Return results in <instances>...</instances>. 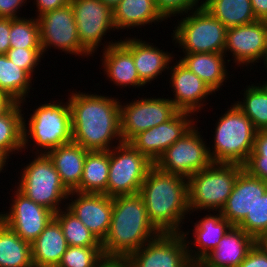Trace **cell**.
Segmentation results:
<instances>
[{"label":"cell","mask_w":267,"mask_h":267,"mask_svg":"<svg viewBox=\"0 0 267 267\" xmlns=\"http://www.w3.org/2000/svg\"><path fill=\"white\" fill-rule=\"evenodd\" d=\"M37 20L44 56L53 47L66 54L89 59L91 55L80 44L75 14L70 3L38 16Z\"/></svg>","instance_id":"8fae6325"},{"label":"cell","mask_w":267,"mask_h":267,"mask_svg":"<svg viewBox=\"0 0 267 267\" xmlns=\"http://www.w3.org/2000/svg\"><path fill=\"white\" fill-rule=\"evenodd\" d=\"M62 227L68 246H102V243L86 226L66 207L54 214Z\"/></svg>","instance_id":"e575fe53"},{"label":"cell","mask_w":267,"mask_h":267,"mask_svg":"<svg viewBox=\"0 0 267 267\" xmlns=\"http://www.w3.org/2000/svg\"><path fill=\"white\" fill-rule=\"evenodd\" d=\"M15 103L16 101L8 94L0 92V116L5 114Z\"/></svg>","instance_id":"c3c4849f"},{"label":"cell","mask_w":267,"mask_h":267,"mask_svg":"<svg viewBox=\"0 0 267 267\" xmlns=\"http://www.w3.org/2000/svg\"><path fill=\"white\" fill-rule=\"evenodd\" d=\"M70 3V0H34V5H36L37 10L36 16H40L48 11L61 8Z\"/></svg>","instance_id":"ee69618b"},{"label":"cell","mask_w":267,"mask_h":267,"mask_svg":"<svg viewBox=\"0 0 267 267\" xmlns=\"http://www.w3.org/2000/svg\"><path fill=\"white\" fill-rule=\"evenodd\" d=\"M68 247L59 222L53 218L31 243L34 267H58Z\"/></svg>","instance_id":"4316f807"},{"label":"cell","mask_w":267,"mask_h":267,"mask_svg":"<svg viewBox=\"0 0 267 267\" xmlns=\"http://www.w3.org/2000/svg\"><path fill=\"white\" fill-rule=\"evenodd\" d=\"M34 159L21 168L16 188L34 201L54 214L66 207L70 191L63 184L52 161L46 154H35ZM26 166V167H25ZM60 205V206H59ZM63 206V207H62Z\"/></svg>","instance_id":"52a82bcc"},{"label":"cell","mask_w":267,"mask_h":267,"mask_svg":"<svg viewBox=\"0 0 267 267\" xmlns=\"http://www.w3.org/2000/svg\"><path fill=\"white\" fill-rule=\"evenodd\" d=\"M251 4L256 18L267 21V0H251Z\"/></svg>","instance_id":"7dc6e473"},{"label":"cell","mask_w":267,"mask_h":267,"mask_svg":"<svg viewBox=\"0 0 267 267\" xmlns=\"http://www.w3.org/2000/svg\"><path fill=\"white\" fill-rule=\"evenodd\" d=\"M256 241H262L267 236V192L260 197L254 208L238 225Z\"/></svg>","instance_id":"74e56055"},{"label":"cell","mask_w":267,"mask_h":267,"mask_svg":"<svg viewBox=\"0 0 267 267\" xmlns=\"http://www.w3.org/2000/svg\"><path fill=\"white\" fill-rule=\"evenodd\" d=\"M32 80L28 72L14 64L5 54H0V92L25 106V98H30V89H34Z\"/></svg>","instance_id":"4dcf8cb0"},{"label":"cell","mask_w":267,"mask_h":267,"mask_svg":"<svg viewBox=\"0 0 267 267\" xmlns=\"http://www.w3.org/2000/svg\"><path fill=\"white\" fill-rule=\"evenodd\" d=\"M0 267H34L31 243L0 220Z\"/></svg>","instance_id":"f546056e"},{"label":"cell","mask_w":267,"mask_h":267,"mask_svg":"<svg viewBox=\"0 0 267 267\" xmlns=\"http://www.w3.org/2000/svg\"><path fill=\"white\" fill-rule=\"evenodd\" d=\"M197 123L164 151L154 163L158 169L188 179L213 163L209 155L208 143L204 141Z\"/></svg>","instance_id":"30bf717a"},{"label":"cell","mask_w":267,"mask_h":267,"mask_svg":"<svg viewBox=\"0 0 267 267\" xmlns=\"http://www.w3.org/2000/svg\"><path fill=\"white\" fill-rule=\"evenodd\" d=\"M238 267H267V248L257 241Z\"/></svg>","instance_id":"60d3db41"},{"label":"cell","mask_w":267,"mask_h":267,"mask_svg":"<svg viewBox=\"0 0 267 267\" xmlns=\"http://www.w3.org/2000/svg\"><path fill=\"white\" fill-rule=\"evenodd\" d=\"M138 98L125 104L120 101L121 135L125 143L137 134L167 122L178 112L169 98Z\"/></svg>","instance_id":"4fadbf2b"},{"label":"cell","mask_w":267,"mask_h":267,"mask_svg":"<svg viewBox=\"0 0 267 267\" xmlns=\"http://www.w3.org/2000/svg\"><path fill=\"white\" fill-rule=\"evenodd\" d=\"M231 104L214 125V142L211 148L208 144V151L213 163L244 165L253 151L257 130L249 117Z\"/></svg>","instance_id":"5b68a950"},{"label":"cell","mask_w":267,"mask_h":267,"mask_svg":"<svg viewBox=\"0 0 267 267\" xmlns=\"http://www.w3.org/2000/svg\"><path fill=\"white\" fill-rule=\"evenodd\" d=\"M264 246L267 248V236L261 241Z\"/></svg>","instance_id":"11a10c76"},{"label":"cell","mask_w":267,"mask_h":267,"mask_svg":"<svg viewBox=\"0 0 267 267\" xmlns=\"http://www.w3.org/2000/svg\"><path fill=\"white\" fill-rule=\"evenodd\" d=\"M10 18H0V54L10 49Z\"/></svg>","instance_id":"bcb514c9"},{"label":"cell","mask_w":267,"mask_h":267,"mask_svg":"<svg viewBox=\"0 0 267 267\" xmlns=\"http://www.w3.org/2000/svg\"><path fill=\"white\" fill-rule=\"evenodd\" d=\"M102 51L100 61L107 80L120 88H144L146 84L139 78L132 53L121 42Z\"/></svg>","instance_id":"cb8c5ba5"},{"label":"cell","mask_w":267,"mask_h":267,"mask_svg":"<svg viewBox=\"0 0 267 267\" xmlns=\"http://www.w3.org/2000/svg\"><path fill=\"white\" fill-rule=\"evenodd\" d=\"M105 260L102 246H68L58 267H100Z\"/></svg>","instance_id":"8d00e7d4"},{"label":"cell","mask_w":267,"mask_h":267,"mask_svg":"<svg viewBox=\"0 0 267 267\" xmlns=\"http://www.w3.org/2000/svg\"><path fill=\"white\" fill-rule=\"evenodd\" d=\"M120 42L132 53L135 67L139 78L145 84H151L153 80L162 75V72H169L174 54L160 50L154 43L146 42L138 37H126Z\"/></svg>","instance_id":"7402d4cb"},{"label":"cell","mask_w":267,"mask_h":267,"mask_svg":"<svg viewBox=\"0 0 267 267\" xmlns=\"http://www.w3.org/2000/svg\"><path fill=\"white\" fill-rule=\"evenodd\" d=\"M209 212L203 218L201 216L199 221L193 223V239L189 238L190 230L182 231L187 244L189 259L195 267L219 244L221 238L233 226L222 216L220 211L218 213L212 211L213 214L211 211Z\"/></svg>","instance_id":"ffe728a7"},{"label":"cell","mask_w":267,"mask_h":267,"mask_svg":"<svg viewBox=\"0 0 267 267\" xmlns=\"http://www.w3.org/2000/svg\"><path fill=\"white\" fill-rule=\"evenodd\" d=\"M9 158L0 150V173L3 172L2 170H6V165H8ZM5 167V168H4Z\"/></svg>","instance_id":"f907efd6"},{"label":"cell","mask_w":267,"mask_h":267,"mask_svg":"<svg viewBox=\"0 0 267 267\" xmlns=\"http://www.w3.org/2000/svg\"><path fill=\"white\" fill-rule=\"evenodd\" d=\"M109 177V151H88L85 157L80 193L106 194Z\"/></svg>","instance_id":"f1b7e54d"},{"label":"cell","mask_w":267,"mask_h":267,"mask_svg":"<svg viewBox=\"0 0 267 267\" xmlns=\"http://www.w3.org/2000/svg\"><path fill=\"white\" fill-rule=\"evenodd\" d=\"M188 14V15H187ZM186 15V16H184ZM177 19L172 42L183 53H223L227 28L205 8L190 10Z\"/></svg>","instance_id":"ba28073f"},{"label":"cell","mask_w":267,"mask_h":267,"mask_svg":"<svg viewBox=\"0 0 267 267\" xmlns=\"http://www.w3.org/2000/svg\"><path fill=\"white\" fill-rule=\"evenodd\" d=\"M240 164L212 163L188 178L190 215L196 211H221L243 170Z\"/></svg>","instance_id":"8992f818"},{"label":"cell","mask_w":267,"mask_h":267,"mask_svg":"<svg viewBox=\"0 0 267 267\" xmlns=\"http://www.w3.org/2000/svg\"><path fill=\"white\" fill-rule=\"evenodd\" d=\"M113 23L117 32L155 25L167 19L161 14L155 0H122L112 9ZM119 30V31H118Z\"/></svg>","instance_id":"484cf974"},{"label":"cell","mask_w":267,"mask_h":267,"mask_svg":"<svg viewBox=\"0 0 267 267\" xmlns=\"http://www.w3.org/2000/svg\"><path fill=\"white\" fill-rule=\"evenodd\" d=\"M194 116L189 112L178 111L167 122L137 134L129 143L154 164L167 148L198 122Z\"/></svg>","instance_id":"2e32d148"},{"label":"cell","mask_w":267,"mask_h":267,"mask_svg":"<svg viewBox=\"0 0 267 267\" xmlns=\"http://www.w3.org/2000/svg\"><path fill=\"white\" fill-rule=\"evenodd\" d=\"M5 55L32 77L44 58L41 48H10Z\"/></svg>","instance_id":"f35d334b"},{"label":"cell","mask_w":267,"mask_h":267,"mask_svg":"<svg viewBox=\"0 0 267 267\" xmlns=\"http://www.w3.org/2000/svg\"><path fill=\"white\" fill-rule=\"evenodd\" d=\"M159 234L139 193L113 197L110 229L102 242L103 255L106 259H127Z\"/></svg>","instance_id":"3957f363"},{"label":"cell","mask_w":267,"mask_h":267,"mask_svg":"<svg viewBox=\"0 0 267 267\" xmlns=\"http://www.w3.org/2000/svg\"><path fill=\"white\" fill-rule=\"evenodd\" d=\"M101 267H133L126 259H106Z\"/></svg>","instance_id":"681fc988"},{"label":"cell","mask_w":267,"mask_h":267,"mask_svg":"<svg viewBox=\"0 0 267 267\" xmlns=\"http://www.w3.org/2000/svg\"><path fill=\"white\" fill-rule=\"evenodd\" d=\"M154 164L130 143H121L109 150L107 196L138 194L147 172Z\"/></svg>","instance_id":"9c48e42d"},{"label":"cell","mask_w":267,"mask_h":267,"mask_svg":"<svg viewBox=\"0 0 267 267\" xmlns=\"http://www.w3.org/2000/svg\"><path fill=\"white\" fill-rule=\"evenodd\" d=\"M267 47V21L256 20L249 24L227 28L224 54L232 56L238 67L254 68L262 59ZM227 53H230L229 56ZM232 53V54H231ZM255 63V64H254ZM254 66H253V65ZM252 66V67H251Z\"/></svg>","instance_id":"9a60e30c"},{"label":"cell","mask_w":267,"mask_h":267,"mask_svg":"<svg viewBox=\"0 0 267 267\" xmlns=\"http://www.w3.org/2000/svg\"><path fill=\"white\" fill-rule=\"evenodd\" d=\"M211 1L212 0H201V2H200V8H204Z\"/></svg>","instance_id":"db71d44e"},{"label":"cell","mask_w":267,"mask_h":267,"mask_svg":"<svg viewBox=\"0 0 267 267\" xmlns=\"http://www.w3.org/2000/svg\"><path fill=\"white\" fill-rule=\"evenodd\" d=\"M204 8L226 28L258 20L253 12L251 0H212Z\"/></svg>","instance_id":"d6a6232c"},{"label":"cell","mask_w":267,"mask_h":267,"mask_svg":"<svg viewBox=\"0 0 267 267\" xmlns=\"http://www.w3.org/2000/svg\"><path fill=\"white\" fill-rule=\"evenodd\" d=\"M247 85L244 88L242 101H235L237 107L249 117L254 128L267 130V90L260 84Z\"/></svg>","instance_id":"836d02e7"},{"label":"cell","mask_w":267,"mask_h":267,"mask_svg":"<svg viewBox=\"0 0 267 267\" xmlns=\"http://www.w3.org/2000/svg\"><path fill=\"white\" fill-rule=\"evenodd\" d=\"M155 2L158 10L167 20L190 10L200 9L199 0H155Z\"/></svg>","instance_id":"ab89813d"},{"label":"cell","mask_w":267,"mask_h":267,"mask_svg":"<svg viewBox=\"0 0 267 267\" xmlns=\"http://www.w3.org/2000/svg\"><path fill=\"white\" fill-rule=\"evenodd\" d=\"M8 211L0 212L3 221L23 240L32 243L54 218V213L30 200L17 188Z\"/></svg>","instance_id":"e0dca14e"},{"label":"cell","mask_w":267,"mask_h":267,"mask_svg":"<svg viewBox=\"0 0 267 267\" xmlns=\"http://www.w3.org/2000/svg\"><path fill=\"white\" fill-rule=\"evenodd\" d=\"M179 61L190 71L195 73L215 93L227 82L233 74L229 75L228 66L231 62L224 53H183ZM227 61V62H226ZM228 63V65L226 64ZM227 68V69H226ZM228 78V79H227Z\"/></svg>","instance_id":"d4e9b609"},{"label":"cell","mask_w":267,"mask_h":267,"mask_svg":"<svg viewBox=\"0 0 267 267\" xmlns=\"http://www.w3.org/2000/svg\"><path fill=\"white\" fill-rule=\"evenodd\" d=\"M48 102L37 105V108L32 110L33 113L27 115L30 118L23 119V151L27 149L28 152V148L34 145L35 154H46L48 151L72 141L69 101Z\"/></svg>","instance_id":"277c9868"},{"label":"cell","mask_w":267,"mask_h":267,"mask_svg":"<svg viewBox=\"0 0 267 267\" xmlns=\"http://www.w3.org/2000/svg\"><path fill=\"white\" fill-rule=\"evenodd\" d=\"M261 61L263 62L262 65H265L263 67H265V69H266V72L265 73H267V47H266V49L264 51V54L262 56V59L260 60V63H261Z\"/></svg>","instance_id":"f5cc1de1"},{"label":"cell","mask_w":267,"mask_h":267,"mask_svg":"<svg viewBox=\"0 0 267 267\" xmlns=\"http://www.w3.org/2000/svg\"><path fill=\"white\" fill-rule=\"evenodd\" d=\"M250 156H267V130H258L256 132L253 151Z\"/></svg>","instance_id":"f6af8a7d"},{"label":"cell","mask_w":267,"mask_h":267,"mask_svg":"<svg viewBox=\"0 0 267 267\" xmlns=\"http://www.w3.org/2000/svg\"><path fill=\"white\" fill-rule=\"evenodd\" d=\"M126 260L133 267H195L182 233H161Z\"/></svg>","instance_id":"5bb4252c"},{"label":"cell","mask_w":267,"mask_h":267,"mask_svg":"<svg viewBox=\"0 0 267 267\" xmlns=\"http://www.w3.org/2000/svg\"><path fill=\"white\" fill-rule=\"evenodd\" d=\"M35 17L10 18V48H41L39 23Z\"/></svg>","instance_id":"d590c367"},{"label":"cell","mask_w":267,"mask_h":267,"mask_svg":"<svg viewBox=\"0 0 267 267\" xmlns=\"http://www.w3.org/2000/svg\"><path fill=\"white\" fill-rule=\"evenodd\" d=\"M25 4H27V0H0V18H21L19 16L20 8L26 6Z\"/></svg>","instance_id":"7bdbcfd3"},{"label":"cell","mask_w":267,"mask_h":267,"mask_svg":"<svg viewBox=\"0 0 267 267\" xmlns=\"http://www.w3.org/2000/svg\"><path fill=\"white\" fill-rule=\"evenodd\" d=\"M266 192L267 182L250 175L243 169L220 212L233 226H238Z\"/></svg>","instance_id":"44dd1931"},{"label":"cell","mask_w":267,"mask_h":267,"mask_svg":"<svg viewBox=\"0 0 267 267\" xmlns=\"http://www.w3.org/2000/svg\"><path fill=\"white\" fill-rule=\"evenodd\" d=\"M256 242L242 228L232 226L196 267H238Z\"/></svg>","instance_id":"603a6c76"},{"label":"cell","mask_w":267,"mask_h":267,"mask_svg":"<svg viewBox=\"0 0 267 267\" xmlns=\"http://www.w3.org/2000/svg\"><path fill=\"white\" fill-rule=\"evenodd\" d=\"M67 200L66 208L102 243L110 229L113 198L106 194L71 191Z\"/></svg>","instance_id":"ac0fdd59"},{"label":"cell","mask_w":267,"mask_h":267,"mask_svg":"<svg viewBox=\"0 0 267 267\" xmlns=\"http://www.w3.org/2000/svg\"><path fill=\"white\" fill-rule=\"evenodd\" d=\"M70 93L73 142L89 151H109L123 143L118 98L76 90Z\"/></svg>","instance_id":"6da1fadb"},{"label":"cell","mask_w":267,"mask_h":267,"mask_svg":"<svg viewBox=\"0 0 267 267\" xmlns=\"http://www.w3.org/2000/svg\"><path fill=\"white\" fill-rule=\"evenodd\" d=\"M263 84H261L266 90H267V81H265V83H264V81L262 82Z\"/></svg>","instance_id":"9f6ffc18"},{"label":"cell","mask_w":267,"mask_h":267,"mask_svg":"<svg viewBox=\"0 0 267 267\" xmlns=\"http://www.w3.org/2000/svg\"><path fill=\"white\" fill-rule=\"evenodd\" d=\"M105 5L109 6L111 9L116 7L122 0H101Z\"/></svg>","instance_id":"816d5d0a"},{"label":"cell","mask_w":267,"mask_h":267,"mask_svg":"<svg viewBox=\"0 0 267 267\" xmlns=\"http://www.w3.org/2000/svg\"><path fill=\"white\" fill-rule=\"evenodd\" d=\"M89 150L71 141L46 153L63 184L71 192L80 186L85 157Z\"/></svg>","instance_id":"83f0119b"},{"label":"cell","mask_w":267,"mask_h":267,"mask_svg":"<svg viewBox=\"0 0 267 267\" xmlns=\"http://www.w3.org/2000/svg\"><path fill=\"white\" fill-rule=\"evenodd\" d=\"M16 102L5 114L0 116V150L9 158L23 151L24 109ZM23 112V113H22Z\"/></svg>","instance_id":"1f68e13d"},{"label":"cell","mask_w":267,"mask_h":267,"mask_svg":"<svg viewBox=\"0 0 267 267\" xmlns=\"http://www.w3.org/2000/svg\"><path fill=\"white\" fill-rule=\"evenodd\" d=\"M149 220L161 233H182L189 214L188 179L153 165L141 185Z\"/></svg>","instance_id":"7a4b0ae2"},{"label":"cell","mask_w":267,"mask_h":267,"mask_svg":"<svg viewBox=\"0 0 267 267\" xmlns=\"http://www.w3.org/2000/svg\"><path fill=\"white\" fill-rule=\"evenodd\" d=\"M70 4L74 10L80 44L91 57L101 45H103L102 50H105L120 42V40L114 42L106 40L105 45L102 42L106 39L107 33L116 30L113 11L109 6L101 0H70Z\"/></svg>","instance_id":"7c38bea8"},{"label":"cell","mask_w":267,"mask_h":267,"mask_svg":"<svg viewBox=\"0 0 267 267\" xmlns=\"http://www.w3.org/2000/svg\"><path fill=\"white\" fill-rule=\"evenodd\" d=\"M170 66L169 87L174 98L168 97L178 111L196 114L204 108L208 95L216 94L195 73L179 60ZM213 93V94H212Z\"/></svg>","instance_id":"d6986e66"},{"label":"cell","mask_w":267,"mask_h":267,"mask_svg":"<svg viewBox=\"0 0 267 267\" xmlns=\"http://www.w3.org/2000/svg\"><path fill=\"white\" fill-rule=\"evenodd\" d=\"M243 168L250 175L267 182V156H249Z\"/></svg>","instance_id":"b9f144b4"}]
</instances>
